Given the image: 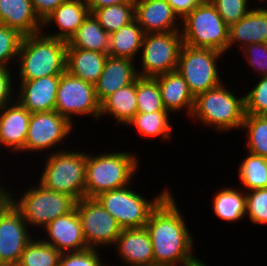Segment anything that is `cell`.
Masks as SVG:
<instances>
[{"label":"cell","mask_w":267,"mask_h":266,"mask_svg":"<svg viewBox=\"0 0 267 266\" xmlns=\"http://www.w3.org/2000/svg\"><path fill=\"white\" fill-rule=\"evenodd\" d=\"M170 191L151 211L144 228L152 242L154 264L181 265L192 257L194 238Z\"/></svg>","instance_id":"cell-1"},{"label":"cell","mask_w":267,"mask_h":266,"mask_svg":"<svg viewBox=\"0 0 267 266\" xmlns=\"http://www.w3.org/2000/svg\"><path fill=\"white\" fill-rule=\"evenodd\" d=\"M67 42L43 32L24 36L17 61L20 80L61 75L66 70ZM18 62V63H17Z\"/></svg>","instance_id":"cell-2"},{"label":"cell","mask_w":267,"mask_h":266,"mask_svg":"<svg viewBox=\"0 0 267 266\" xmlns=\"http://www.w3.org/2000/svg\"><path fill=\"white\" fill-rule=\"evenodd\" d=\"M136 156L125 150L98 155L87 153L85 197L95 198L101 193L131 185L139 168Z\"/></svg>","instance_id":"cell-3"},{"label":"cell","mask_w":267,"mask_h":266,"mask_svg":"<svg viewBox=\"0 0 267 266\" xmlns=\"http://www.w3.org/2000/svg\"><path fill=\"white\" fill-rule=\"evenodd\" d=\"M230 91L228 87L226 89L223 82L199 94L194 98V106L189 118L220 132L241 129L246 115L244 95L237 97Z\"/></svg>","instance_id":"cell-4"},{"label":"cell","mask_w":267,"mask_h":266,"mask_svg":"<svg viewBox=\"0 0 267 266\" xmlns=\"http://www.w3.org/2000/svg\"><path fill=\"white\" fill-rule=\"evenodd\" d=\"M39 183L49 190L67 194L77 202L85 197L87 153L59 148L49 151Z\"/></svg>","instance_id":"cell-5"},{"label":"cell","mask_w":267,"mask_h":266,"mask_svg":"<svg viewBox=\"0 0 267 266\" xmlns=\"http://www.w3.org/2000/svg\"><path fill=\"white\" fill-rule=\"evenodd\" d=\"M181 22L183 44L194 48H210L225 54L229 26L213 4H198Z\"/></svg>","instance_id":"cell-6"},{"label":"cell","mask_w":267,"mask_h":266,"mask_svg":"<svg viewBox=\"0 0 267 266\" xmlns=\"http://www.w3.org/2000/svg\"><path fill=\"white\" fill-rule=\"evenodd\" d=\"M12 193V204L20 211L29 228H45L50 222L72 212L77 201L63 193L49 190L40 183L29 187L17 200Z\"/></svg>","instance_id":"cell-7"},{"label":"cell","mask_w":267,"mask_h":266,"mask_svg":"<svg viewBox=\"0 0 267 266\" xmlns=\"http://www.w3.org/2000/svg\"><path fill=\"white\" fill-rule=\"evenodd\" d=\"M130 187L128 185L101 193L95 199L117 220L122 229L143 228L151 211L170 190L165 188L159 195L152 198L153 200H150Z\"/></svg>","instance_id":"cell-8"},{"label":"cell","mask_w":267,"mask_h":266,"mask_svg":"<svg viewBox=\"0 0 267 266\" xmlns=\"http://www.w3.org/2000/svg\"><path fill=\"white\" fill-rule=\"evenodd\" d=\"M221 56H224V53L218 50L194 48L183 44L177 71L186 81L194 98L222 83L217 65V60Z\"/></svg>","instance_id":"cell-9"},{"label":"cell","mask_w":267,"mask_h":266,"mask_svg":"<svg viewBox=\"0 0 267 266\" xmlns=\"http://www.w3.org/2000/svg\"><path fill=\"white\" fill-rule=\"evenodd\" d=\"M183 39L181 31L145 34L141 46L139 77H156L177 70Z\"/></svg>","instance_id":"cell-10"},{"label":"cell","mask_w":267,"mask_h":266,"mask_svg":"<svg viewBox=\"0 0 267 266\" xmlns=\"http://www.w3.org/2000/svg\"><path fill=\"white\" fill-rule=\"evenodd\" d=\"M55 111L71 123L74 121L73 115H90L93 120H99L100 102L96 97L95 85L65 70L60 76Z\"/></svg>","instance_id":"cell-11"},{"label":"cell","mask_w":267,"mask_h":266,"mask_svg":"<svg viewBox=\"0 0 267 266\" xmlns=\"http://www.w3.org/2000/svg\"><path fill=\"white\" fill-rule=\"evenodd\" d=\"M75 208L88 248L114 247L122 231L117 220L95 198L84 197L76 203Z\"/></svg>","instance_id":"cell-12"},{"label":"cell","mask_w":267,"mask_h":266,"mask_svg":"<svg viewBox=\"0 0 267 266\" xmlns=\"http://www.w3.org/2000/svg\"><path fill=\"white\" fill-rule=\"evenodd\" d=\"M74 123L54 111L31 113L24 149L37 152L60 145L72 133Z\"/></svg>","instance_id":"cell-13"},{"label":"cell","mask_w":267,"mask_h":266,"mask_svg":"<svg viewBox=\"0 0 267 266\" xmlns=\"http://www.w3.org/2000/svg\"><path fill=\"white\" fill-rule=\"evenodd\" d=\"M32 239L27 222L11 202L0 214V264L17 266Z\"/></svg>","instance_id":"cell-14"},{"label":"cell","mask_w":267,"mask_h":266,"mask_svg":"<svg viewBox=\"0 0 267 266\" xmlns=\"http://www.w3.org/2000/svg\"><path fill=\"white\" fill-rule=\"evenodd\" d=\"M43 229L47 235L42 240L61 253L88 249L76 208L70 213L59 216Z\"/></svg>","instance_id":"cell-15"},{"label":"cell","mask_w":267,"mask_h":266,"mask_svg":"<svg viewBox=\"0 0 267 266\" xmlns=\"http://www.w3.org/2000/svg\"><path fill=\"white\" fill-rule=\"evenodd\" d=\"M61 75L41 77L34 80H20L17 100L30 113L55 110L56 94Z\"/></svg>","instance_id":"cell-16"},{"label":"cell","mask_w":267,"mask_h":266,"mask_svg":"<svg viewBox=\"0 0 267 266\" xmlns=\"http://www.w3.org/2000/svg\"><path fill=\"white\" fill-rule=\"evenodd\" d=\"M177 19L166 0H135V20L145 34L181 31Z\"/></svg>","instance_id":"cell-17"},{"label":"cell","mask_w":267,"mask_h":266,"mask_svg":"<svg viewBox=\"0 0 267 266\" xmlns=\"http://www.w3.org/2000/svg\"><path fill=\"white\" fill-rule=\"evenodd\" d=\"M30 117L31 113L17 100L5 105L0 110V146L9 147L11 153L22 151Z\"/></svg>","instance_id":"cell-18"},{"label":"cell","mask_w":267,"mask_h":266,"mask_svg":"<svg viewBox=\"0 0 267 266\" xmlns=\"http://www.w3.org/2000/svg\"><path fill=\"white\" fill-rule=\"evenodd\" d=\"M114 248L118 257L125 263L124 266L154 264L152 242L144 227L122 229Z\"/></svg>","instance_id":"cell-19"},{"label":"cell","mask_w":267,"mask_h":266,"mask_svg":"<svg viewBox=\"0 0 267 266\" xmlns=\"http://www.w3.org/2000/svg\"><path fill=\"white\" fill-rule=\"evenodd\" d=\"M135 61L120 57H107L103 71L95 84L96 97L101 103L120 88L133 83L139 76Z\"/></svg>","instance_id":"cell-20"},{"label":"cell","mask_w":267,"mask_h":266,"mask_svg":"<svg viewBox=\"0 0 267 266\" xmlns=\"http://www.w3.org/2000/svg\"><path fill=\"white\" fill-rule=\"evenodd\" d=\"M90 13V9L84 0H68L59 5L43 21L42 28L48 29L47 27L55 22L53 24L58 26L59 31L54 34H47L43 29L42 32L49 37L68 42Z\"/></svg>","instance_id":"cell-21"},{"label":"cell","mask_w":267,"mask_h":266,"mask_svg":"<svg viewBox=\"0 0 267 266\" xmlns=\"http://www.w3.org/2000/svg\"><path fill=\"white\" fill-rule=\"evenodd\" d=\"M239 43L241 49L251 43H267V8L252 7L241 20L229 26L227 51Z\"/></svg>","instance_id":"cell-22"},{"label":"cell","mask_w":267,"mask_h":266,"mask_svg":"<svg viewBox=\"0 0 267 266\" xmlns=\"http://www.w3.org/2000/svg\"><path fill=\"white\" fill-rule=\"evenodd\" d=\"M0 24L28 36L42 32L39 19L31 0H0Z\"/></svg>","instance_id":"cell-23"},{"label":"cell","mask_w":267,"mask_h":266,"mask_svg":"<svg viewBox=\"0 0 267 266\" xmlns=\"http://www.w3.org/2000/svg\"><path fill=\"white\" fill-rule=\"evenodd\" d=\"M154 78L158 82L164 108L172 114L182 110L186 111V116L190 117L194 106V97L182 75L174 70Z\"/></svg>","instance_id":"cell-24"},{"label":"cell","mask_w":267,"mask_h":266,"mask_svg":"<svg viewBox=\"0 0 267 266\" xmlns=\"http://www.w3.org/2000/svg\"><path fill=\"white\" fill-rule=\"evenodd\" d=\"M108 54L80 48L66 49V71L83 81L96 84Z\"/></svg>","instance_id":"cell-25"},{"label":"cell","mask_w":267,"mask_h":266,"mask_svg":"<svg viewBox=\"0 0 267 266\" xmlns=\"http://www.w3.org/2000/svg\"><path fill=\"white\" fill-rule=\"evenodd\" d=\"M136 80L110 94L100 103V115H109L117 124L127 125L137 113Z\"/></svg>","instance_id":"cell-26"},{"label":"cell","mask_w":267,"mask_h":266,"mask_svg":"<svg viewBox=\"0 0 267 266\" xmlns=\"http://www.w3.org/2000/svg\"><path fill=\"white\" fill-rule=\"evenodd\" d=\"M144 36L141 26L136 20L132 21L109 35L108 55L135 61L141 52Z\"/></svg>","instance_id":"cell-27"},{"label":"cell","mask_w":267,"mask_h":266,"mask_svg":"<svg viewBox=\"0 0 267 266\" xmlns=\"http://www.w3.org/2000/svg\"><path fill=\"white\" fill-rule=\"evenodd\" d=\"M67 48H80L108 54L109 34L90 13L67 42Z\"/></svg>","instance_id":"cell-28"},{"label":"cell","mask_w":267,"mask_h":266,"mask_svg":"<svg viewBox=\"0 0 267 266\" xmlns=\"http://www.w3.org/2000/svg\"><path fill=\"white\" fill-rule=\"evenodd\" d=\"M237 189V190H236ZM225 188L218 191L213 198V212L218 219L237 222L246 216V195L241 188Z\"/></svg>","instance_id":"cell-29"},{"label":"cell","mask_w":267,"mask_h":266,"mask_svg":"<svg viewBox=\"0 0 267 266\" xmlns=\"http://www.w3.org/2000/svg\"><path fill=\"white\" fill-rule=\"evenodd\" d=\"M169 115H171L169 111L137 112L126 126L134 127L142 137H160L162 140L169 141L173 133Z\"/></svg>","instance_id":"cell-30"},{"label":"cell","mask_w":267,"mask_h":266,"mask_svg":"<svg viewBox=\"0 0 267 266\" xmlns=\"http://www.w3.org/2000/svg\"><path fill=\"white\" fill-rule=\"evenodd\" d=\"M110 35L135 20V2H126L94 9L91 12Z\"/></svg>","instance_id":"cell-31"},{"label":"cell","mask_w":267,"mask_h":266,"mask_svg":"<svg viewBox=\"0 0 267 266\" xmlns=\"http://www.w3.org/2000/svg\"><path fill=\"white\" fill-rule=\"evenodd\" d=\"M242 159L238 177L245 191L267 188V158L247 152Z\"/></svg>","instance_id":"cell-32"},{"label":"cell","mask_w":267,"mask_h":266,"mask_svg":"<svg viewBox=\"0 0 267 266\" xmlns=\"http://www.w3.org/2000/svg\"><path fill=\"white\" fill-rule=\"evenodd\" d=\"M241 128L247 130L246 151L267 158V115L246 114Z\"/></svg>","instance_id":"cell-33"},{"label":"cell","mask_w":267,"mask_h":266,"mask_svg":"<svg viewBox=\"0 0 267 266\" xmlns=\"http://www.w3.org/2000/svg\"><path fill=\"white\" fill-rule=\"evenodd\" d=\"M61 252L42 239H33L23 251L17 266H59Z\"/></svg>","instance_id":"cell-34"},{"label":"cell","mask_w":267,"mask_h":266,"mask_svg":"<svg viewBox=\"0 0 267 266\" xmlns=\"http://www.w3.org/2000/svg\"><path fill=\"white\" fill-rule=\"evenodd\" d=\"M137 112L167 111L164 108L158 82L152 77L136 79Z\"/></svg>","instance_id":"cell-35"},{"label":"cell","mask_w":267,"mask_h":266,"mask_svg":"<svg viewBox=\"0 0 267 266\" xmlns=\"http://www.w3.org/2000/svg\"><path fill=\"white\" fill-rule=\"evenodd\" d=\"M23 38L19 31L0 24V66L10 68V60L17 61Z\"/></svg>","instance_id":"cell-36"},{"label":"cell","mask_w":267,"mask_h":266,"mask_svg":"<svg viewBox=\"0 0 267 266\" xmlns=\"http://www.w3.org/2000/svg\"><path fill=\"white\" fill-rule=\"evenodd\" d=\"M246 217L254 225H267V188L245 191Z\"/></svg>","instance_id":"cell-37"},{"label":"cell","mask_w":267,"mask_h":266,"mask_svg":"<svg viewBox=\"0 0 267 266\" xmlns=\"http://www.w3.org/2000/svg\"><path fill=\"white\" fill-rule=\"evenodd\" d=\"M245 113L252 115H267V76L244 94Z\"/></svg>","instance_id":"cell-38"},{"label":"cell","mask_w":267,"mask_h":266,"mask_svg":"<svg viewBox=\"0 0 267 266\" xmlns=\"http://www.w3.org/2000/svg\"><path fill=\"white\" fill-rule=\"evenodd\" d=\"M249 0H215L212 4L218 11L223 21L232 25L241 20L251 9Z\"/></svg>","instance_id":"cell-39"},{"label":"cell","mask_w":267,"mask_h":266,"mask_svg":"<svg viewBox=\"0 0 267 266\" xmlns=\"http://www.w3.org/2000/svg\"><path fill=\"white\" fill-rule=\"evenodd\" d=\"M99 254L98 248L61 253L59 266H105Z\"/></svg>","instance_id":"cell-40"},{"label":"cell","mask_w":267,"mask_h":266,"mask_svg":"<svg viewBox=\"0 0 267 266\" xmlns=\"http://www.w3.org/2000/svg\"><path fill=\"white\" fill-rule=\"evenodd\" d=\"M248 68L254 69L259 76H267V43H251L242 48Z\"/></svg>","instance_id":"cell-41"},{"label":"cell","mask_w":267,"mask_h":266,"mask_svg":"<svg viewBox=\"0 0 267 266\" xmlns=\"http://www.w3.org/2000/svg\"><path fill=\"white\" fill-rule=\"evenodd\" d=\"M12 76H15V74H11L9 67L0 66V110L11 101H14L13 94L14 92L16 93V90L13 87L15 84Z\"/></svg>","instance_id":"cell-42"},{"label":"cell","mask_w":267,"mask_h":266,"mask_svg":"<svg viewBox=\"0 0 267 266\" xmlns=\"http://www.w3.org/2000/svg\"><path fill=\"white\" fill-rule=\"evenodd\" d=\"M35 13L43 22L59 5L68 0H31Z\"/></svg>","instance_id":"cell-43"},{"label":"cell","mask_w":267,"mask_h":266,"mask_svg":"<svg viewBox=\"0 0 267 266\" xmlns=\"http://www.w3.org/2000/svg\"><path fill=\"white\" fill-rule=\"evenodd\" d=\"M179 16L180 21L190 13L199 3L197 0H166Z\"/></svg>","instance_id":"cell-44"},{"label":"cell","mask_w":267,"mask_h":266,"mask_svg":"<svg viewBox=\"0 0 267 266\" xmlns=\"http://www.w3.org/2000/svg\"><path fill=\"white\" fill-rule=\"evenodd\" d=\"M88 5L90 12L94 9L102 8L110 5H116L126 2H135V0H84Z\"/></svg>","instance_id":"cell-45"},{"label":"cell","mask_w":267,"mask_h":266,"mask_svg":"<svg viewBox=\"0 0 267 266\" xmlns=\"http://www.w3.org/2000/svg\"><path fill=\"white\" fill-rule=\"evenodd\" d=\"M0 185V214L6 209V207L11 203L12 193L8 189Z\"/></svg>","instance_id":"cell-46"},{"label":"cell","mask_w":267,"mask_h":266,"mask_svg":"<svg viewBox=\"0 0 267 266\" xmlns=\"http://www.w3.org/2000/svg\"><path fill=\"white\" fill-rule=\"evenodd\" d=\"M181 266H209L208 264H206L205 262L203 263L202 261H200L198 258H196V256H193L188 258L186 261H184Z\"/></svg>","instance_id":"cell-47"},{"label":"cell","mask_w":267,"mask_h":266,"mask_svg":"<svg viewBox=\"0 0 267 266\" xmlns=\"http://www.w3.org/2000/svg\"><path fill=\"white\" fill-rule=\"evenodd\" d=\"M214 1L215 0H197L199 4H205V3L212 4Z\"/></svg>","instance_id":"cell-48"},{"label":"cell","mask_w":267,"mask_h":266,"mask_svg":"<svg viewBox=\"0 0 267 266\" xmlns=\"http://www.w3.org/2000/svg\"><path fill=\"white\" fill-rule=\"evenodd\" d=\"M142 266H160V265L151 264V265H142Z\"/></svg>","instance_id":"cell-49"},{"label":"cell","mask_w":267,"mask_h":266,"mask_svg":"<svg viewBox=\"0 0 267 266\" xmlns=\"http://www.w3.org/2000/svg\"><path fill=\"white\" fill-rule=\"evenodd\" d=\"M0 266H12V265H8V264H0Z\"/></svg>","instance_id":"cell-50"},{"label":"cell","mask_w":267,"mask_h":266,"mask_svg":"<svg viewBox=\"0 0 267 266\" xmlns=\"http://www.w3.org/2000/svg\"><path fill=\"white\" fill-rule=\"evenodd\" d=\"M258 1L263 2V3H264L265 1L267 2V0H258Z\"/></svg>","instance_id":"cell-51"}]
</instances>
